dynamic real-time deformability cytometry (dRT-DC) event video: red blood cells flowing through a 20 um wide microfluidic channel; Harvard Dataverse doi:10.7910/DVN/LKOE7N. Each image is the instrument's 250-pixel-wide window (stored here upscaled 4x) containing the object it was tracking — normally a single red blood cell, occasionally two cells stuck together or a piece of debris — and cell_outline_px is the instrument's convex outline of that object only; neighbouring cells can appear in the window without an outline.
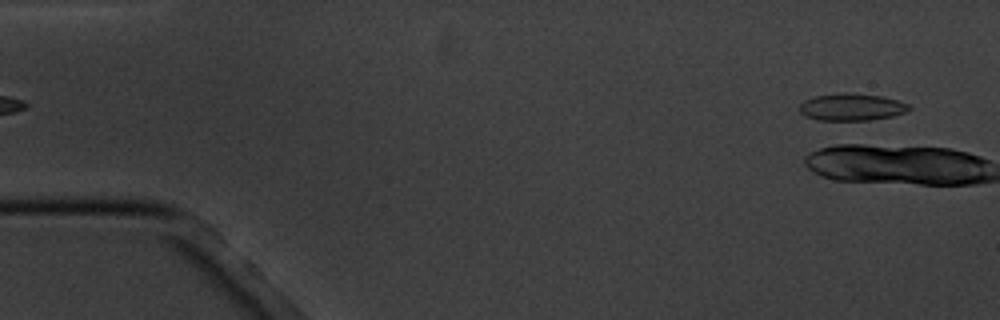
{"species": "common noctule bat (a hibernating species)", "species_latin": "Nyctalus noctula", "temperature_condition": "cold", "stored_images_in_passage": 5, "segment_of_instrument_passage": [2, 2], "camera_frame_rate_fps": 3000, "um_per_image_px": 0.085, "animal": {"sex": "male", "body_mass_g": 20.1, "forearm_length_mm": 53.5}, "frame": {"image": 1, "passage_image": 5, "time_ms": 6.333, "image_size_px": [1000, 320], "cell_outline_px": [[912, 108], [904, 112], [892, 116], [868, 120], [816, 120], [804, 116], [800, 112], [800, 104], [804, 100], [816, 96], [840, 92], [848, 92], [880, 96], [896, 100], [908, 104]], "centroid_in_image_um": [72.34, 9.1], "position_along_channel_um": 12.7, "area_um2": 17.28}}